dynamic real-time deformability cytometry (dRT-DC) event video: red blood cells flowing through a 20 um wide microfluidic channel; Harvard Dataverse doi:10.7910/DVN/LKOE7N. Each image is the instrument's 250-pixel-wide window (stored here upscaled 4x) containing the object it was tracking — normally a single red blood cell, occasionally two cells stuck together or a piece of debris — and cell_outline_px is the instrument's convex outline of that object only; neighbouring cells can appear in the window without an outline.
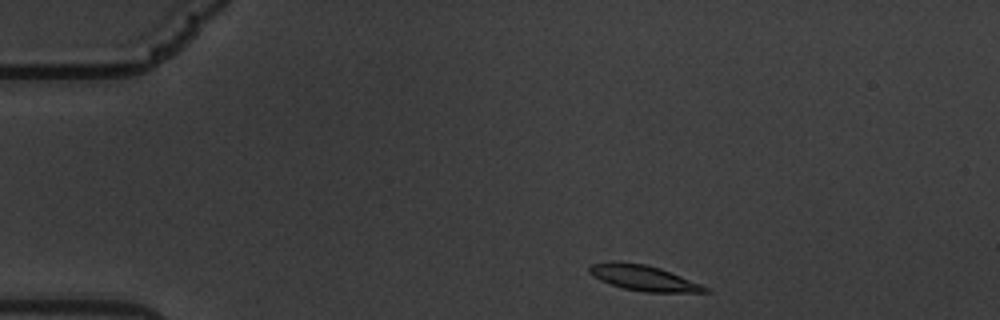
{"species": "common noctule bat (a hibernating species)", "species_latin": "Nyctalus noctula", "temperature_condition": "warm", "stored_images_in_passage": 50, "camera_frame_rate_fps": 3000, "um_per_image_px": 0.085, "animal": {"sex": "male", "body_mass_g": 19.5, "forearm_length_mm": 54.6}, "frame": {"image": 1, "passage_image": 1, "time_ms": 0.0, "image_size_px": [1000, 320], "cell_outline_px": [[712, 292], [644, 292], [624, 288], [600, 280], [592, 276], [588, 272], [588, 268], [592, 264], [612, 260], [620, 260], [644, 264], [660, 268], [700, 284], [708, 288]], "centroid_in_image_um": [54.64, 23.6], "position_along_channel_um": 30.4, "area_um2": 17.17}}
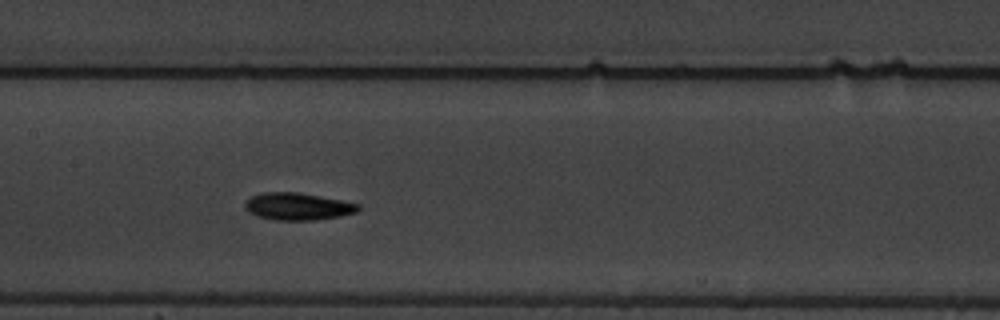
{"frame": {"image": 2, "passage_image": 20, "time_ms": 6.333, "image_size_px": [1000, 320], "cell_outline_px": [[360, 208], [356, 212], [340, 216], [316, 220], [276, 220], [256, 216], [248, 212], [244, 208], [244, 200], [260, 192], [300, 192], [360, 204]], "centroid_in_image_um": [25.26, 17.54], "position_along_channel_um": 182.1, "area_um2": 18.15}}
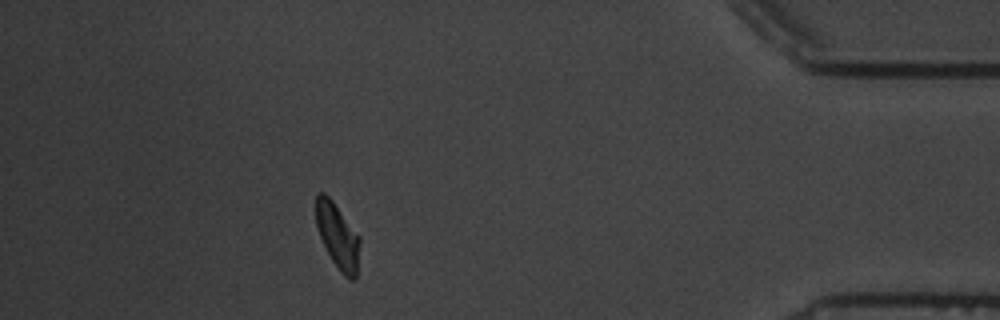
{"frame": {"image": 3, "passage_image": 44, "time_ms": 14.333, "image_size_px": [1000, 320], "cell_outline_px": [[360, 244], [356, 276], [352, 280], [348, 280], [340, 272], [332, 260], [320, 236], [316, 224], [316, 196], [320, 192], [324, 192], [332, 200], [360, 236]], "centroid_in_image_um": [28.71, 20.07], "position_along_channel_um": 406.5, "area_um2": 16.53}, "authors_computed_cell_mechanics": {"area_um2": 17.2533, "velocity_mm_per_s": 3.3763, "shape_relaxation_time_tau1_ms": 3.8657, "shape_relaxation_time_tau2_ms": 5.1318, "deformation_change_tau1": 0.1435, "deformation_change_tau2": 0.0993}}